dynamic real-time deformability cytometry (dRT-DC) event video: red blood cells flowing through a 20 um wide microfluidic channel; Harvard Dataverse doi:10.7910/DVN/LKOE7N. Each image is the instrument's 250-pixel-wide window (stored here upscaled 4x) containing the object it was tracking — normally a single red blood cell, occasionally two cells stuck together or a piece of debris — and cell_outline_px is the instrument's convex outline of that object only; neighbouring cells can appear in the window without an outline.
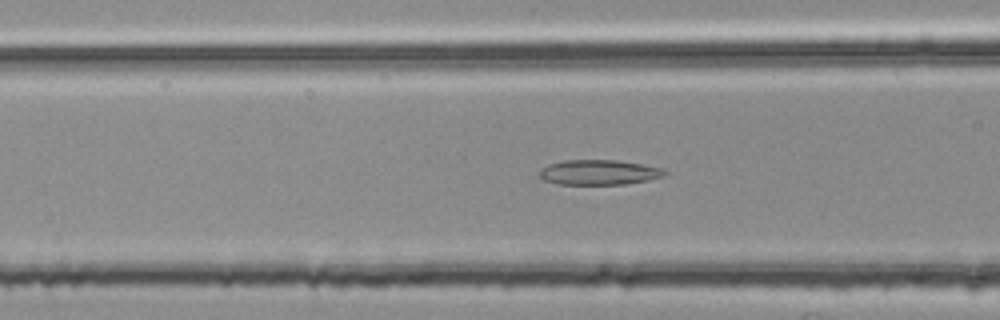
{"species": "common noctule bat (a hibernating species)", "species_latin": "Nyctalus noctula", "temperature_condition": "room temperature", "stored_images_in_passage": 38, "camera_frame_rate_fps": 3000, "um_per_image_px": 0.085, "animal": {"sex": "female", "body_mass_g": 25.1}, "frame": {"image": 1, "passage_image": 5, "time_ms": 1.333, "image_size_px": [1000, 320], "cell_outline_px": [[668, 172], [664, 176], [648, 180], [624, 184], [556, 184], [544, 180], [540, 176], [540, 168], [548, 164], [564, 160], [616, 160], [664, 168]], "centroid_in_image_um": [50.91, 14.64], "position_along_channel_um": 115.7, "area_um2": 18.26}}
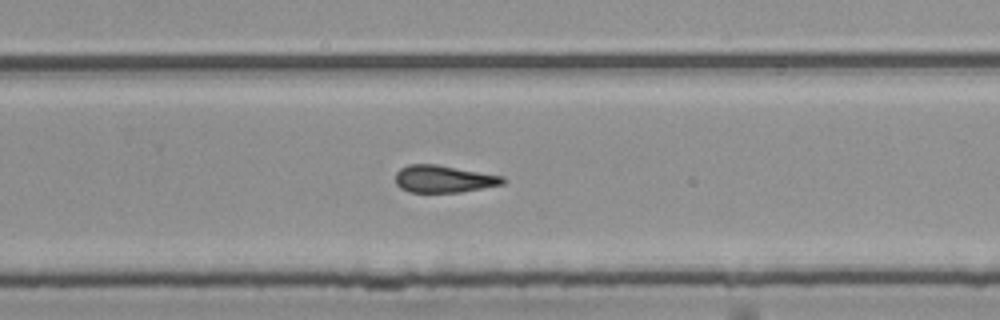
{"frame": {"image": 2, "passage_image": 19, "time_ms": 6.0, "image_size_px": [1000, 320], "cell_outline_px": [[508, 180], [504, 184], [460, 192], [408, 192], [400, 188], [396, 184], [396, 172], [400, 168], [408, 164], [436, 164], [504, 176]], "centroid_in_image_um": [37.72, 15.21], "position_along_channel_um": 292.1, "area_um2": 17.17}}
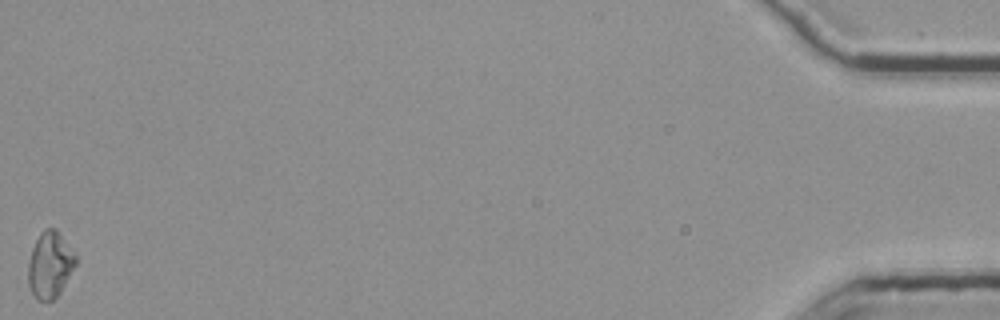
{"frame": {"image": 3, "passage_image": 38, "time_ms": 12.333, "image_size_px": [1000, 320], "cell_outline_px": [[76, 264], [60, 292], [52, 300], [36, 300], [28, 284], [28, 264], [32, 248], [40, 232], [44, 228], [56, 228], [76, 256]], "centroid_in_image_um": [4.23, 22.5], "position_along_channel_um": 431.0, "area_um2": 18.15}, "authors_computed_cell_mechanics": {"area_um2": 17.6579, "velocity_mm_per_s": 3.7823, "shape_relaxation_time_tau1_ms": null, "shape_relaxation_time_tau2_ms": 6.8214, "deformation_change_tau1": null, "deformation_change_tau2": 0.1959}}